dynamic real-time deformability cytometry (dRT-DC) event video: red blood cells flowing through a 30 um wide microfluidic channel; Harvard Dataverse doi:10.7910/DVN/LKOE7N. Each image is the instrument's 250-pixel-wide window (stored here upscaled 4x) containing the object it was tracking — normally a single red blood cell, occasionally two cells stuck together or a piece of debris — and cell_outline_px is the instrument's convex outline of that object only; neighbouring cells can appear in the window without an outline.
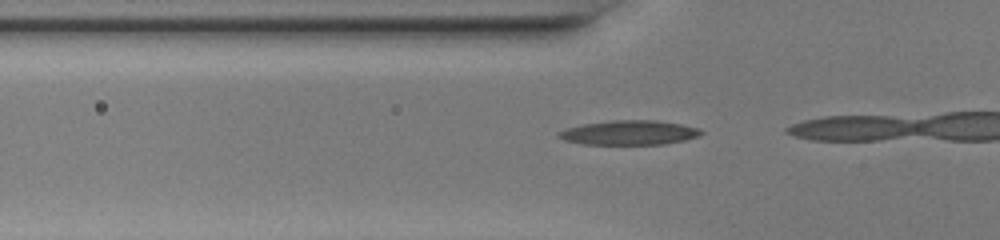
{"species": "common noctule bat (a hibernating species)", "species_latin": "Nyctalus noctula", "temperature_condition": "warm", "stored_images_in_passage": 13, "camera_frame_rate_fps": 3000, "um_per_image_px": 0.085, "animal": {"sex": "female", "body_mass_g": 20.0, "forearm_length_mm": 54.0}, "frame": {"image": 1, "passage_image": 9, "time_ms": 2.667, "image_size_px": [1000, 240], "cell_outline_px": [[704, 132], [700, 136], [684, 140], [664, 144], [580, 144], [564, 140], [556, 136], [556, 132], [580, 124], [612, 120], [656, 120], [680, 124], [700, 128]], "centroid_in_image_um": [53.46, 11.27], "position_along_channel_um": 72.3, "area_um2": 20.46}}
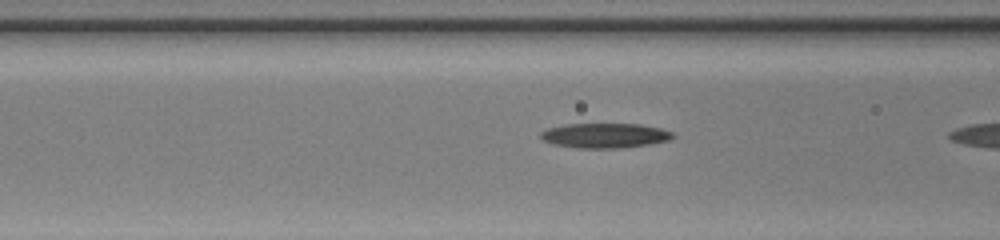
{"frame": {"image": 2, "passage_image": 12, "time_ms": 3.667, "image_size_px": [1000, 240], "cell_outline_px": [[676, 136], [668, 140], [652, 144], [620, 148], [580, 148], [552, 144], [544, 140], [540, 136], [540, 132], [548, 128], [564, 124], [640, 124], [660, 128], [672, 132]], "centroid_in_image_um": [51.42, 11.52], "position_along_channel_um": 115.2, "area_um2": 19.13}}